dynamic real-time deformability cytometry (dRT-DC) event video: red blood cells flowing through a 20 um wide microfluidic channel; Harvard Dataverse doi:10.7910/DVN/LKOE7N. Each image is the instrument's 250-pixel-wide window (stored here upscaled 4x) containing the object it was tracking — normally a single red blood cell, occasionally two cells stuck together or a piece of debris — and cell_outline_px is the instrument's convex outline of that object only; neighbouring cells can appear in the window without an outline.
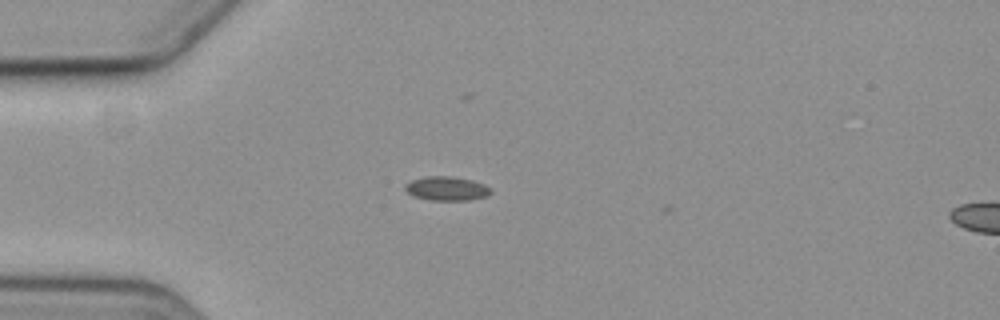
{"species": "common noctule bat (a hibernating species)", "species_latin": "Nyctalus noctula", "temperature_condition": "cold", "stored_images_in_passage": 3, "camera_frame_rate_fps": 3000, "um_per_image_px": 0.085, "animal": {"sex": "female", "body_mass_g": 19.3, "forearm_length_mm": 54.1}, "frame": {"image": 1, "passage_image": 2, "time_ms": 1.333, "image_size_px": [1000, 320], "cell_outline_px": [[492, 192], [488, 196], [468, 200], [432, 200], [416, 196], [408, 192], [404, 188], [404, 184], [412, 180], [424, 176], [452, 176], [472, 180], [484, 184]], "centroid_in_image_um": [37.97, 16.01], "position_along_channel_um": 47.0, "area_um2": 11.91}}